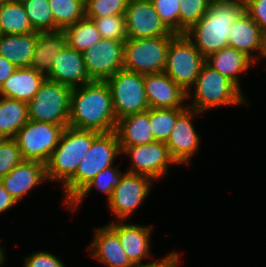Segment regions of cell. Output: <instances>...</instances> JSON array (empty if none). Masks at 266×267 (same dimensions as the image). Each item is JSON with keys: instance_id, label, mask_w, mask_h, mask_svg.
Instances as JSON below:
<instances>
[{"instance_id": "11", "label": "cell", "mask_w": 266, "mask_h": 267, "mask_svg": "<svg viewBox=\"0 0 266 267\" xmlns=\"http://www.w3.org/2000/svg\"><path fill=\"white\" fill-rule=\"evenodd\" d=\"M119 147L121 154H128L132 162V166L126 172L145 175L153 181L165 177L168 167L177 164L170 156L166 143L162 141Z\"/></svg>"}, {"instance_id": "38", "label": "cell", "mask_w": 266, "mask_h": 267, "mask_svg": "<svg viewBox=\"0 0 266 267\" xmlns=\"http://www.w3.org/2000/svg\"><path fill=\"white\" fill-rule=\"evenodd\" d=\"M156 12L165 26L175 34H179V13L181 0H151Z\"/></svg>"}, {"instance_id": "32", "label": "cell", "mask_w": 266, "mask_h": 267, "mask_svg": "<svg viewBox=\"0 0 266 267\" xmlns=\"http://www.w3.org/2000/svg\"><path fill=\"white\" fill-rule=\"evenodd\" d=\"M186 108H150V126L156 141L166 142L177 117Z\"/></svg>"}, {"instance_id": "37", "label": "cell", "mask_w": 266, "mask_h": 267, "mask_svg": "<svg viewBox=\"0 0 266 267\" xmlns=\"http://www.w3.org/2000/svg\"><path fill=\"white\" fill-rule=\"evenodd\" d=\"M23 160L24 158L14 138H0V179Z\"/></svg>"}, {"instance_id": "26", "label": "cell", "mask_w": 266, "mask_h": 267, "mask_svg": "<svg viewBox=\"0 0 266 267\" xmlns=\"http://www.w3.org/2000/svg\"><path fill=\"white\" fill-rule=\"evenodd\" d=\"M206 63L220 74L229 78L241 89L239 75L247 71L253 61L243 52L234 47L226 46L210 54L206 58Z\"/></svg>"}, {"instance_id": "44", "label": "cell", "mask_w": 266, "mask_h": 267, "mask_svg": "<svg viewBox=\"0 0 266 267\" xmlns=\"http://www.w3.org/2000/svg\"><path fill=\"white\" fill-rule=\"evenodd\" d=\"M3 247H1V245H0V266L2 265V263H4L5 262V252L3 251V249H2Z\"/></svg>"}, {"instance_id": "28", "label": "cell", "mask_w": 266, "mask_h": 267, "mask_svg": "<svg viewBox=\"0 0 266 267\" xmlns=\"http://www.w3.org/2000/svg\"><path fill=\"white\" fill-rule=\"evenodd\" d=\"M0 30L2 35L35 32L22 2L12 0L0 4Z\"/></svg>"}, {"instance_id": "6", "label": "cell", "mask_w": 266, "mask_h": 267, "mask_svg": "<svg viewBox=\"0 0 266 267\" xmlns=\"http://www.w3.org/2000/svg\"><path fill=\"white\" fill-rule=\"evenodd\" d=\"M205 62L194 43L185 34H177L170 42L164 72L187 92L188 99Z\"/></svg>"}, {"instance_id": "14", "label": "cell", "mask_w": 266, "mask_h": 267, "mask_svg": "<svg viewBox=\"0 0 266 267\" xmlns=\"http://www.w3.org/2000/svg\"><path fill=\"white\" fill-rule=\"evenodd\" d=\"M127 38L176 36L162 22L151 0H129L125 11Z\"/></svg>"}, {"instance_id": "40", "label": "cell", "mask_w": 266, "mask_h": 267, "mask_svg": "<svg viewBox=\"0 0 266 267\" xmlns=\"http://www.w3.org/2000/svg\"><path fill=\"white\" fill-rule=\"evenodd\" d=\"M244 8L264 35L266 33V0H244Z\"/></svg>"}, {"instance_id": "13", "label": "cell", "mask_w": 266, "mask_h": 267, "mask_svg": "<svg viewBox=\"0 0 266 267\" xmlns=\"http://www.w3.org/2000/svg\"><path fill=\"white\" fill-rule=\"evenodd\" d=\"M153 180L145 175L126 172L107 201L113 215L123 222L133 214L150 193Z\"/></svg>"}, {"instance_id": "7", "label": "cell", "mask_w": 266, "mask_h": 267, "mask_svg": "<svg viewBox=\"0 0 266 267\" xmlns=\"http://www.w3.org/2000/svg\"><path fill=\"white\" fill-rule=\"evenodd\" d=\"M72 88L45 79L28 105L29 120L69 126L70 95Z\"/></svg>"}, {"instance_id": "17", "label": "cell", "mask_w": 266, "mask_h": 267, "mask_svg": "<svg viewBox=\"0 0 266 267\" xmlns=\"http://www.w3.org/2000/svg\"><path fill=\"white\" fill-rule=\"evenodd\" d=\"M144 85L149 108H187L185 92L165 72L145 74Z\"/></svg>"}, {"instance_id": "4", "label": "cell", "mask_w": 266, "mask_h": 267, "mask_svg": "<svg viewBox=\"0 0 266 267\" xmlns=\"http://www.w3.org/2000/svg\"><path fill=\"white\" fill-rule=\"evenodd\" d=\"M99 132L66 127L59 144L46 163L48 181H60L64 186L76 173V170L91 148L94 138Z\"/></svg>"}, {"instance_id": "10", "label": "cell", "mask_w": 266, "mask_h": 267, "mask_svg": "<svg viewBox=\"0 0 266 267\" xmlns=\"http://www.w3.org/2000/svg\"><path fill=\"white\" fill-rule=\"evenodd\" d=\"M64 127L49 122H28L17 132V142L24 160L47 163L59 144Z\"/></svg>"}, {"instance_id": "2", "label": "cell", "mask_w": 266, "mask_h": 267, "mask_svg": "<svg viewBox=\"0 0 266 267\" xmlns=\"http://www.w3.org/2000/svg\"><path fill=\"white\" fill-rule=\"evenodd\" d=\"M244 11V0H212L205 15L185 35L207 58L228 46L231 27Z\"/></svg>"}, {"instance_id": "19", "label": "cell", "mask_w": 266, "mask_h": 267, "mask_svg": "<svg viewBox=\"0 0 266 267\" xmlns=\"http://www.w3.org/2000/svg\"><path fill=\"white\" fill-rule=\"evenodd\" d=\"M46 180L48 179L45 163L36 160H23L2 177L0 183L18 203L31 189Z\"/></svg>"}, {"instance_id": "9", "label": "cell", "mask_w": 266, "mask_h": 267, "mask_svg": "<svg viewBox=\"0 0 266 267\" xmlns=\"http://www.w3.org/2000/svg\"><path fill=\"white\" fill-rule=\"evenodd\" d=\"M106 82L111 90L117 120L149 109L143 74L122 69L108 78Z\"/></svg>"}, {"instance_id": "36", "label": "cell", "mask_w": 266, "mask_h": 267, "mask_svg": "<svg viewBox=\"0 0 266 267\" xmlns=\"http://www.w3.org/2000/svg\"><path fill=\"white\" fill-rule=\"evenodd\" d=\"M92 19L103 39L126 41V21L124 14Z\"/></svg>"}, {"instance_id": "3", "label": "cell", "mask_w": 266, "mask_h": 267, "mask_svg": "<svg viewBox=\"0 0 266 267\" xmlns=\"http://www.w3.org/2000/svg\"><path fill=\"white\" fill-rule=\"evenodd\" d=\"M120 154L116 132L99 133L81 160L75 175L63 186L65 205H68L99 172L113 166Z\"/></svg>"}, {"instance_id": "12", "label": "cell", "mask_w": 266, "mask_h": 267, "mask_svg": "<svg viewBox=\"0 0 266 267\" xmlns=\"http://www.w3.org/2000/svg\"><path fill=\"white\" fill-rule=\"evenodd\" d=\"M124 42L102 38L94 47L82 52L91 80L106 81L124 68Z\"/></svg>"}, {"instance_id": "25", "label": "cell", "mask_w": 266, "mask_h": 267, "mask_svg": "<svg viewBox=\"0 0 266 267\" xmlns=\"http://www.w3.org/2000/svg\"><path fill=\"white\" fill-rule=\"evenodd\" d=\"M38 31L0 36V55L16 68L30 67Z\"/></svg>"}, {"instance_id": "15", "label": "cell", "mask_w": 266, "mask_h": 267, "mask_svg": "<svg viewBox=\"0 0 266 267\" xmlns=\"http://www.w3.org/2000/svg\"><path fill=\"white\" fill-rule=\"evenodd\" d=\"M195 109L187 107L178 117L175 126L165 142L170 156L178 164L190 165L191 157L199 149L200 137L195 131L192 119L200 115Z\"/></svg>"}, {"instance_id": "1", "label": "cell", "mask_w": 266, "mask_h": 267, "mask_svg": "<svg viewBox=\"0 0 266 267\" xmlns=\"http://www.w3.org/2000/svg\"><path fill=\"white\" fill-rule=\"evenodd\" d=\"M117 125L111 90L106 81L91 82L72 88L69 126L99 133L115 131Z\"/></svg>"}, {"instance_id": "42", "label": "cell", "mask_w": 266, "mask_h": 267, "mask_svg": "<svg viewBox=\"0 0 266 267\" xmlns=\"http://www.w3.org/2000/svg\"><path fill=\"white\" fill-rule=\"evenodd\" d=\"M15 70L16 67L0 55V88Z\"/></svg>"}, {"instance_id": "35", "label": "cell", "mask_w": 266, "mask_h": 267, "mask_svg": "<svg viewBox=\"0 0 266 267\" xmlns=\"http://www.w3.org/2000/svg\"><path fill=\"white\" fill-rule=\"evenodd\" d=\"M129 0H85V17L102 18L125 14Z\"/></svg>"}, {"instance_id": "18", "label": "cell", "mask_w": 266, "mask_h": 267, "mask_svg": "<svg viewBox=\"0 0 266 267\" xmlns=\"http://www.w3.org/2000/svg\"><path fill=\"white\" fill-rule=\"evenodd\" d=\"M108 226L118 235L124 252L135 266L151 265L157 261L143 264L150 257L151 227L112 221Z\"/></svg>"}, {"instance_id": "16", "label": "cell", "mask_w": 266, "mask_h": 267, "mask_svg": "<svg viewBox=\"0 0 266 267\" xmlns=\"http://www.w3.org/2000/svg\"><path fill=\"white\" fill-rule=\"evenodd\" d=\"M46 79L71 88L80 87L92 81L85 69L82 52L67 44L53 58V64Z\"/></svg>"}, {"instance_id": "21", "label": "cell", "mask_w": 266, "mask_h": 267, "mask_svg": "<svg viewBox=\"0 0 266 267\" xmlns=\"http://www.w3.org/2000/svg\"><path fill=\"white\" fill-rule=\"evenodd\" d=\"M263 39L264 35L257 23L244 11L231 27L228 46L243 52L256 62L262 55ZM252 52L258 55H251Z\"/></svg>"}, {"instance_id": "5", "label": "cell", "mask_w": 266, "mask_h": 267, "mask_svg": "<svg viewBox=\"0 0 266 267\" xmlns=\"http://www.w3.org/2000/svg\"><path fill=\"white\" fill-rule=\"evenodd\" d=\"M193 101L188 107L204 113L216 107L240 105L248 100L241 89L226 76L211 68L206 62L193 84Z\"/></svg>"}, {"instance_id": "29", "label": "cell", "mask_w": 266, "mask_h": 267, "mask_svg": "<svg viewBox=\"0 0 266 267\" xmlns=\"http://www.w3.org/2000/svg\"><path fill=\"white\" fill-rule=\"evenodd\" d=\"M63 31L66 36V44L79 52L94 47L102 39L94 21L87 17H83Z\"/></svg>"}, {"instance_id": "30", "label": "cell", "mask_w": 266, "mask_h": 267, "mask_svg": "<svg viewBox=\"0 0 266 267\" xmlns=\"http://www.w3.org/2000/svg\"><path fill=\"white\" fill-rule=\"evenodd\" d=\"M110 166L101 172H99L86 186L85 188L67 205L68 208H72L74 211L79 206V203L85 198L92 188L101 190L107 196V201L111 198L114 188L120 183L122 176L126 173H122L118 167Z\"/></svg>"}, {"instance_id": "20", "label": "cell", "mask_w": 266, "mask_h": 267, "mask_svg": "<svg viewBox=\"0 0 266 267\" xmlns=\"http://www.w3.org/2000/svg\"><path fill=\"white\" fill-rule=\"evenodd\" d=\"M89 246L92 257L107 267H135L123 250L118 235L108 226L97 228Z\"/></svg>"}, {"instance_id": "46", "label": "cell", "mask_w": 266, "mask_h": 267, "mask_svg": "<svg viewBox=\"0 0 266 267\" xmlns=\"http://www.w3.org/2000/svg\"><path fill=\"white\" fill-rule=\"evenodd\" d=\"M9 1H12V0H0V4H2L4 2H9Z\"/></svg>"}, {"instance_id": "43", "label": "cell", "mask_w": 266, "mask_h": 267, "mask_svg": "<svg viewBox=\"0 0 266 267\" xmlns=\"http://www.w3.org/2000/svg\"><path fill=\"white\" fill-rule=\"evenodd\" d=\"M17 202L0 183V214L14 207Z\"/></svg>"}, {"instance_id": "22", "label": "cell", "mask_w": 266, "mask_h": 267, "mask_svg": "<svg viewBox=\"0 0 266 267\" xmlns=\"http://www.w3.org/2000/svg\"><path fill=\"white\" fill-rule=\"evenodd\" d=\"M46 77L31 67L16 68L0 88V96L30 102Z\"/></svg>"}, {"instance_id": "39", "label": "cell", "mask_w": 266, "mask_h": 267, "mask_svg": "<svg viewBox=\"0 0 266 267\" xmlns=\"http://www.w3.org/2000/svg\"><path fill=\"white\" fill-rule=\"evenodd\" d=\"M23 267H66L60 259L50 252L37 251L26 257Z\"/></svg>"}, {"instance_id": "27", "label": "cell", "mask_w": 266, "mask_h": 267, "mask_svg": "<svg viewBox=\"0 0 266 267\" xmlns=\"http://www.w3.org/2000/svg\"><path fill=\"white\" fill-rule=\"evenodd\" d=\"M28 120L26 102L0 96V138H14Z\"/></svg>"}, {"instance_id": "8", "label": "cell", "mask_w": 266, "mask_h": 267, "mask_svg": "<svg viewBox=\"0 0 266 267\" xmlns=\"http://www.w3.org/2000/svg\"><path fill=\"white\" fill-rule=\"evenodd\" d=\"M174 37L127 38L123 69L143 75L164 72L169 45Z\"/></svg>"}, {"instance_id": "41", "label": "cell", "mask_w": 266, "mask_h": 267, "mask_svg": "<svg viewBox=\"0 0 266 267\" xmlns=\"http://www.w3.org/2000/svg\"><path fill=\"white\" fill-rule=\"evenodd\" d=\"M179 264H180L179 253L172 252V253H169L163 259L158 260L157 262H155L151 265L135 266V267H180Z\"/></svg>"}, {"instance_id": "23", "label": "cell", "mask_w": 266, "mask_h": 267, "mask_svg": "<svg viewBox=\"0 0 266 267\" xmlns=\"http://www.w3.org/2000/svg\"><path fill=\"white\" fill-rule=\"evenodd\" d=\"M115 132L119 146H137L155 141L150 126V108L117 120Z\"/></svg>"}, {"instance_id": "24", "label": "cell", "mask_w": 266, "mask_h": 267, "mask_svg": "<svg viewBox=\"0 0 266 267\" xmlns=\"http://www.w3.org/2000/svg\"><path fill=\"white\" fill-rule=\"evenodd\" d=\"M65 45L66 36L63 30L38 32L30 67L47 77L53 64V58L61 52Z\"/></svg>"}, {"instance_id": "34", "label": "cell", "mask_w": 266, "mask_h": 267, "mask_svg": "<svg viewBox=\"0 0 266 267\" xmlns=\"http://www.w3.org/2000/svg\"><path fill=\"white\" fill-rule=\"evenodd\" d=\"M212 0H181L179 34H185L207 12Z\"/></svg>"}, {"instance_id": "45", "label": "cell", "mask_w": 266, "mask_h": 267, "mask_svg": "<svg viewBox=\"0 0 266 267\" xmlns=\"http://www.w3.org/2000/svg\"><path fill=\"white\" fill-rule=\"evenodd\" d=\"M261 57H266V33L264 34V39H263V51Z\"/></svg>"}, {"instance_id": "31", "label": "cell", "mask_w": 266, "mask_h": 267, "mask_svg": "<svg viewBox=\"0 0 266 267\" xmlns=\"http://www.w3.org/2000/svg\"><path fill=\"white\" fill-rule=\"evenodd\" d=\"M54 17V31L64 30L85 17V0H48Z\"/></svg>"}, {"instance_id": "33", "label": "cell", "mask_w": 266, "mask_h": 267, "mask_svg": "<svg viewBox=\"0 0 266 267\" xmlns=\"http://www.w3.org/2000/svg\"><path fill=\"white\" fill-rule=\"evenodd\" d=\"M22 4L35 31H54V17L48 0H23Z\"/></svg>"}]
</instances>
